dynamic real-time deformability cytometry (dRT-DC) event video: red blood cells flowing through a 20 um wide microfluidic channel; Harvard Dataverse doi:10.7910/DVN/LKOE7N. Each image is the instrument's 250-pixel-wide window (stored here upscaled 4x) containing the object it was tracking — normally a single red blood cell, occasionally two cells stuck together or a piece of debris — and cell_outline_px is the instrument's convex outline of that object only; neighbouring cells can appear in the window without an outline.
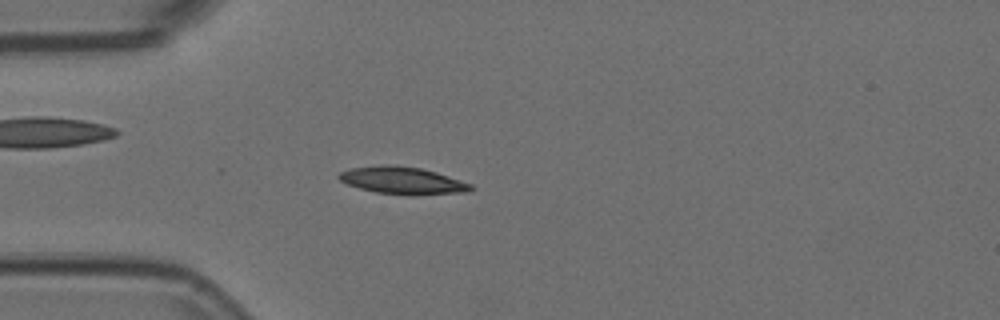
{"species": "Egyptian fruit bat (a non-hibernating species)", "species_latin": "Rousettus aegyptiacus", "temperature_condition": "room temperature", "stored_images_in_passage": 55, "camera_frame_rate_fps": 3000, "um_per_image_px": 0.085, "animal": {"sex": "female"}, "frame": {"image": 1, "passage_image": 15, "time_ms": 4.667, "image_size_px": [1000, 320], "cell_outline_px": [[476, 188], [468, 192], [376, 192], [360, 188], [348, 184], [340, 180], [336, 176], [340, 172], [352, 168], [384, 164], [396, 164], [420, 168], [436, 172], [472, 184]], "centroid_in_image_um": [34.16, 15.27], "position_along_channel_um": 50.8, "area_um2": 19.88}}
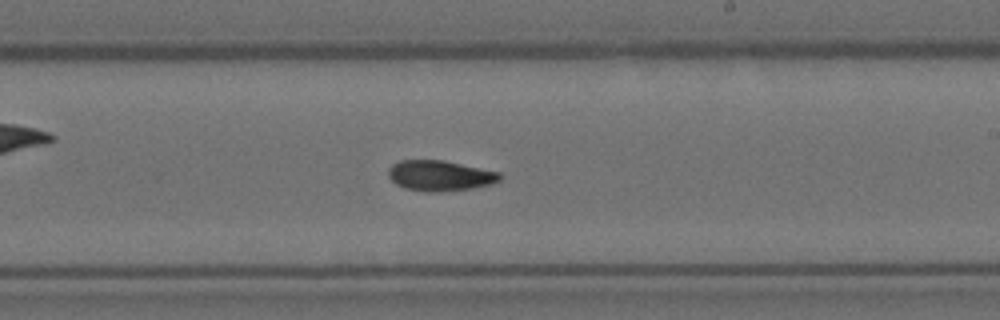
{"frame": {"image": 2, "passage_image": 32, "time_ms": 10.333, "image_size_px": [1000, 320], "cell_outline_px": [[504, 176], [500, 180], [492, 184], [472, 188], [444, 192], [428, 192], [404, 188], [396, 184], [388, 176], [388, 168], [392, 164], [400, 160], [444, 160], [500, 172]], "centroid_in_image_um": [37.41, 14.93], "position_along_channel_um": 251.6, "area_um2": 20.06}}
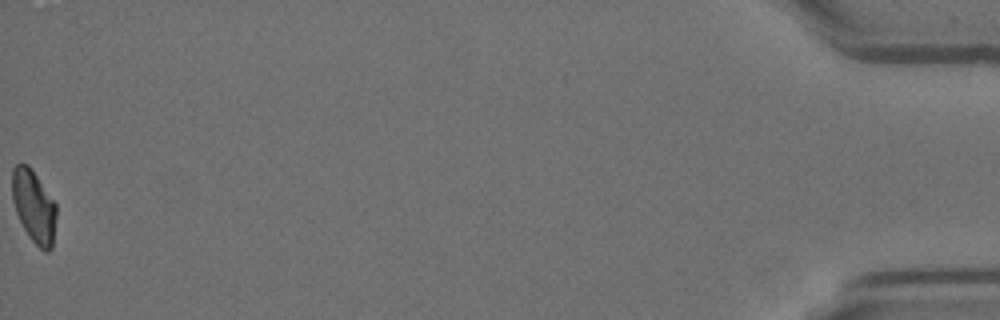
{"frame": {"image": 3, "passage_image": 55, "time_ms": 18.0, "image_size_px": [1000, 320], "cell_outline_px": [[56, 216], [52, 248], [48, 252], [44, 252], [32, 240], [24, 228], [16, 212], [12, 200], [12, 168], [16, 164], [28, 164], [56, 204]], "centroid_in_image_um": [2.87, 17.54], "position_along_channel_um": 432.3, "area_um2": 18.5}}